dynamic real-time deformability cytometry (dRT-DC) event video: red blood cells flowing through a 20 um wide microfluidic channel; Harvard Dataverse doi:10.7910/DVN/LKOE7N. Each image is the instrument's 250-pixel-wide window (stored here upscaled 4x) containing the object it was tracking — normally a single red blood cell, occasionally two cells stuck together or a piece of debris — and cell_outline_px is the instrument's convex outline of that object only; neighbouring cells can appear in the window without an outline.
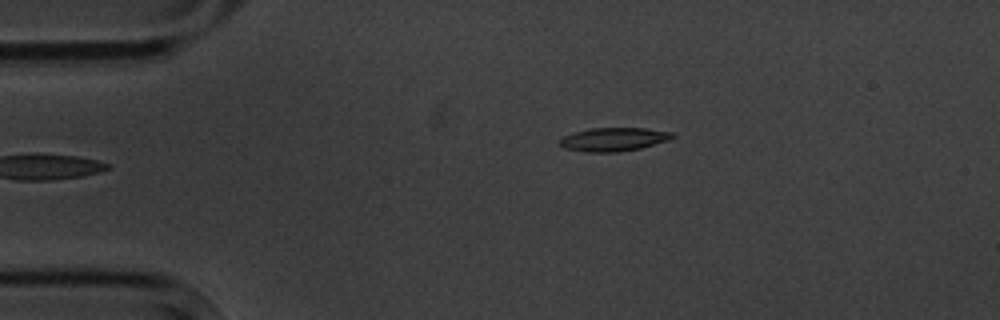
{"species": "common noctule bat (a hibernating species)", "species_latin": "Nyctalus noctula", "temperature_condition": "cold", "stored_images_in_passage": 2, "camera_frame_rate_fps": 3000, "um_per_image_px": 0.085, "animal": {"sex": "male", "body_mass_g": 20.1, "forearm_length_mm": 53.5}, "frame": {"image": 1, "passage_image": 2, "time_ms": 1.333, "image_size_px": [1000, 320], "cell_outline_px": [[676, 136], [668, 140], [640, 148], [616, 152], [584, 152], [564, 148], [560, 144], [560, 140], [564, 136], [576, 132], [592, 128], [644, 128], [672, 132]], "centroid_in_image_um": [52.17, 11.85], "position_along_channel_um": 32.8, "area_um2": 15.26}}